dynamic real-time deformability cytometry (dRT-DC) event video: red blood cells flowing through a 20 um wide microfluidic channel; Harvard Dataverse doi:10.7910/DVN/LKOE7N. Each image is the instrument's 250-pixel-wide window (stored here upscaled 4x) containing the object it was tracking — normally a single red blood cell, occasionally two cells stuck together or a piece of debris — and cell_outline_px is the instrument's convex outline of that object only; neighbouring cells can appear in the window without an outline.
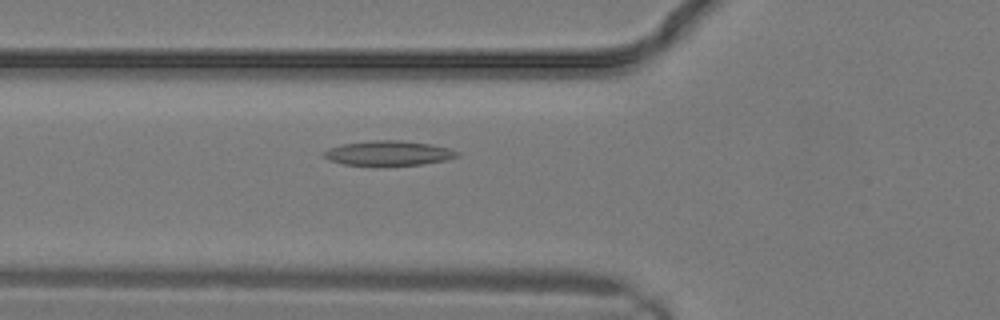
{"species": "common noctule bat (a hibernating species)", "species_latin": "Nyctalus noctula", "temperature_condition": "warm", "stored_images_in_passage": 9, "camera_frame_rate_fps": 3000, "um_per_image_px": 0.085, "animal": {"sex": "male", "body_mass_g": 19.2, "forearm_length_mm": 51.8}, "frame": {"image": 1, "passage_image": 4, "time_ms": 1.0, "image_size_px": [1000, 320], "cell_outline_px": [[460, 156], [448, 160], [424, 164], [344, 164], [328, 160], [320, 156], [320, 152], [328, 148], [340, 144], [372, 140], [400, 140], [432, 144], [448, 148], [460, 152]], "centroid_in_image_um": [33.0, 12.99], "position_along_channel_um": 92.8, "area_um2": 19.25}}
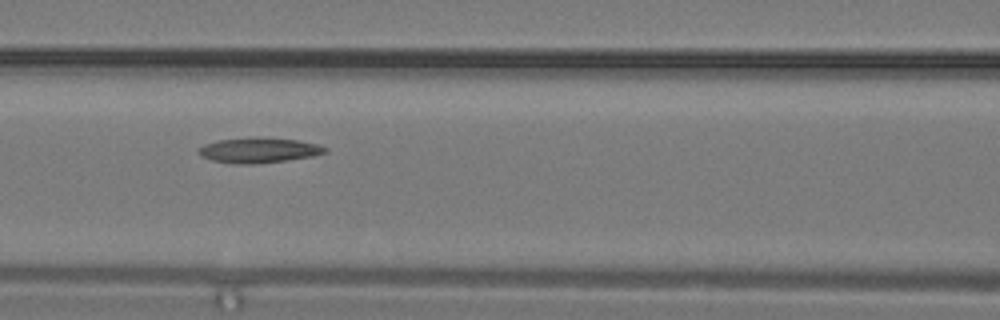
{"frame": {"image": 2, "passage_image": 6, "time_ms": 1.667, "image_size_px": [1000, 320], "cell_outline_px": [[328, 152], [312, 156], [256, 164], [232, 164], [212, 160], [200, 156], [196, 152], [196, 148], [204, 144], [216, 140], [256, 136], [296, 140], [316, 144], [328, 148]], "centroid_in_image_um": [21.91, 12.76], "position_along_channel_um": 144.7, "area_um2": 18.84}}
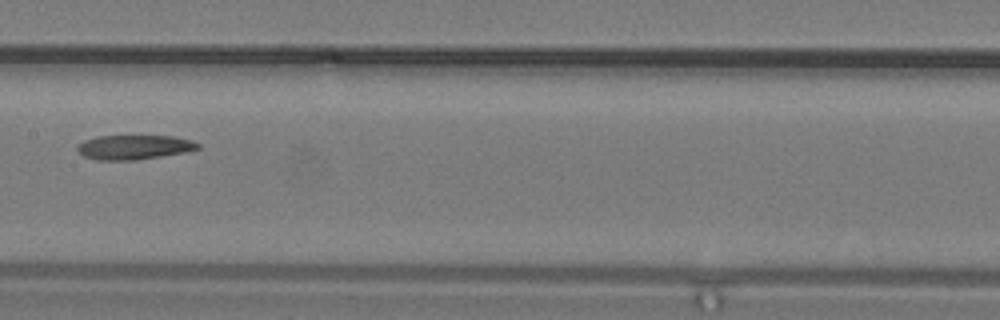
{"frame": {"image": 3, "passage_image": 8, "time_ms": 2.333, "image_size_px": [1000, 320], "cell_outline_px": [[200, 148], [184, 152], [136, 160], [96, 160], [84, 156], [76, 148], [84, 140], [96, 136], [172, 136], [192, 140], [200, 144]], "centroid_in_image_um": [11.4, 12.51], "position_along_channel_um": 196.0, "area_um2": 17.05}}